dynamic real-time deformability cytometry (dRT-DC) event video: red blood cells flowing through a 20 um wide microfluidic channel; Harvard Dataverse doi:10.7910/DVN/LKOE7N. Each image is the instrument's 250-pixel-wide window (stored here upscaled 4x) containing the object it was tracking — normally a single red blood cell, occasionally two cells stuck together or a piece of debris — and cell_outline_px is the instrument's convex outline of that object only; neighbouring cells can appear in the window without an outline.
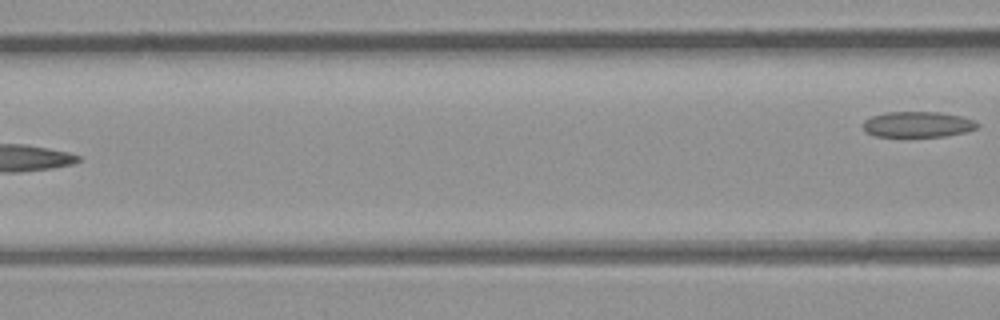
{"species": "common noctule bat (a hibernating species)", "species_latin": "Nyctalus noctula", "temperature_condition": "room temperature", "stored_images_in_passage": 6, "camera_frame_rate_fps": 3000, "um_per_image_px": 0.085, "animal": {"sex": "male", "body_mass_g": 23.1, "forearm_length_mm": 52.7}, "frame": {"image": 1, "passage_image": 6, "time_ms": 1.667, "image_size_px": [1000, 320], "cell_outline_px": [[980, 124], [976, 128], [964, 132], [944, 136], [876, 136], [868, 132], [864, 128], [864, 120], [872, 116], [888, 112], [940, 112], [960, 116], [976, 120]], "centroid_in_image_um": [78.04, 10.56], "position_along_channel_um": 88.6, "area_um2": 16.88}}